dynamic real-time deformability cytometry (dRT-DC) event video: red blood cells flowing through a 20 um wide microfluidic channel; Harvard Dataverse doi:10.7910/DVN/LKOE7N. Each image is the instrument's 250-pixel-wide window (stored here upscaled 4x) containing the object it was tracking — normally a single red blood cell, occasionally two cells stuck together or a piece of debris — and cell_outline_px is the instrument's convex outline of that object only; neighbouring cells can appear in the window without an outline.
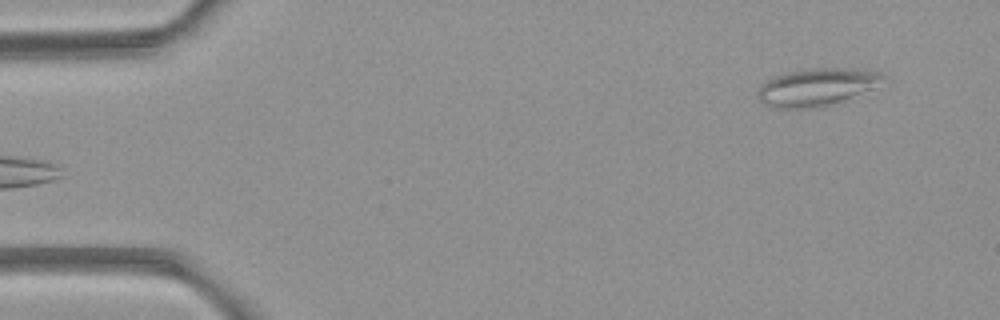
{"species": "common noctule bat (a hibernating species)", "species_latin": "Nyctalus noctula", "temperature_condition": "room temperature", "stored_images_in_passage": 4, "camera_frame_rate_fps": 3000, "um_per_image_px": 0.085, "animal": {"sex": "female", "body_mass_g": 21.9}, "frame": {"image": 1, "passage_image": 4, "time_ms": 4.333, "image_size_px": [1000, 320], "cell_outline_px": [[884, 76], [864, 88], [840, 100], [820, 108], [776, 108], [764, 104], [756, 96], [756, 92], [768, 80], [776, 76], [788, 72], [812, 68], [840, 68], [880, 72]], "centroid_in_image_um": [69.21, 7.41], "position_along_channel_um": 15.8, "area_um2": 25.84}}